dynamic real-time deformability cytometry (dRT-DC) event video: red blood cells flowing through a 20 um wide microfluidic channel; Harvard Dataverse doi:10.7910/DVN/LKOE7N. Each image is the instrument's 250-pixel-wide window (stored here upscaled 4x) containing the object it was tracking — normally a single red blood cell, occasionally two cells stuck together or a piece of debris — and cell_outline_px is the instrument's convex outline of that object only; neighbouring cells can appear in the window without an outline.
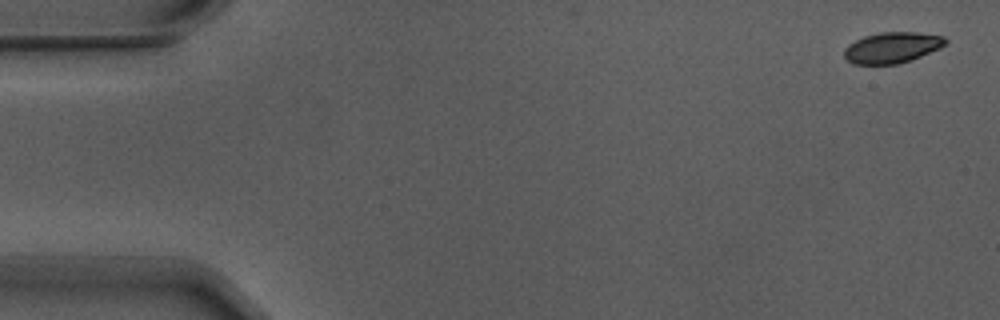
{"species": "Egyptian fruit bat (a non-hibernating species)", "species_latin": "Rousettus aegyptiacus", "temperature_condition": "warm", "stored_images_in_passage": 5, "camera_frame_rate_fps": 3000, "um_per_image_px": 0.085, "animal": {"sex": "male"}, "frame": {"image": 1, "passage_image": 1, "time_ms": 0.0, "image_size_px": [1000, 320], "cell_outline_px": [[948, 44], [940, 48], [920, 56], [896, 64], [852, 64], [844, 56], [844, 48], [848, 44], [864, 36], [880, 32], [916, 32], [944, 36], [948, 40]], "centroid_in_image_um": [75.83, 4.03], "position_along_channel_um": 9.2, "area_um2": 18.21}}
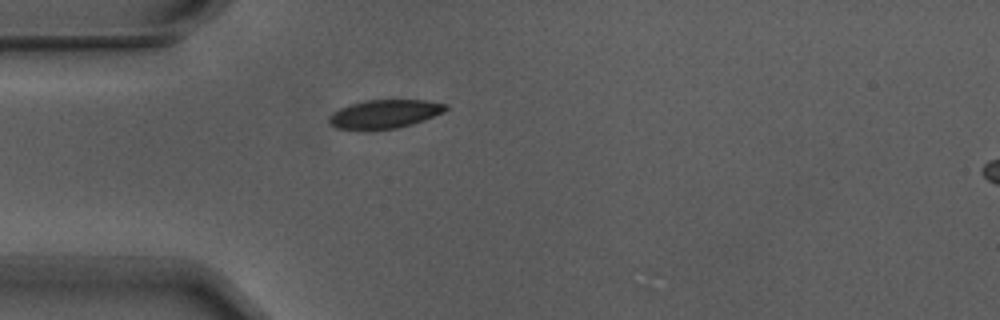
{"frame": {"image": 2, "passage_image": 5, "time_ms": 1.333, "image_size_px": [1000, 320], "cell_outline_px": [[448, 108], [444, 112], [424, 120], [412, 124], [396, 128], [336, 128], [328, 120], [328, 116], [340, 108], [364, 100], [424, 100], [448, 104]], "centroid_in_image_um": [32.75, 9.66], "position_along_channel_um": 52.3, "area_um2": 18.96}}